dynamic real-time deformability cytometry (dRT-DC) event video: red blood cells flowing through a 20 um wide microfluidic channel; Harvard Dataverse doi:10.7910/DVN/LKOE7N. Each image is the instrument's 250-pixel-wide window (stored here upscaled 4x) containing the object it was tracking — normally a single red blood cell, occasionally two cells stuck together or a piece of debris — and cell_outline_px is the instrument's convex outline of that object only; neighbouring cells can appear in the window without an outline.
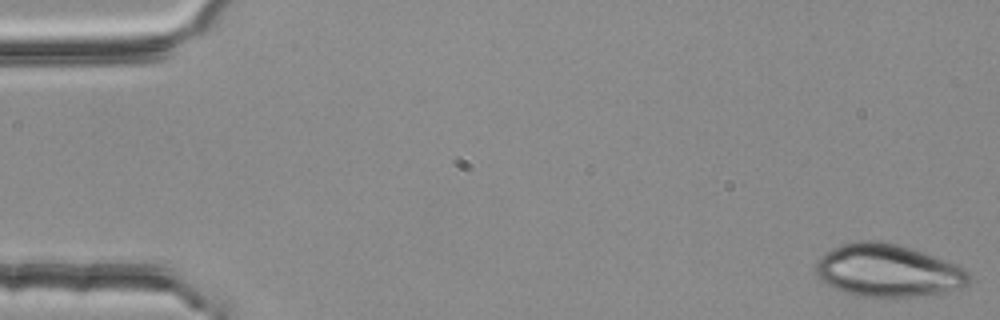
{"species": "common noctule bat (a hibernating species)", "species_latin": "Nyctalus noctula", "temperature_condition": "room temperature", "stored_images_in_passage": 4, "camera_frame_rate_fps": 3000, "um_per_image_px": 0.085, "animal": {"sex": "female", "body_mass_g": 25.1}, "frame": {"image": 1, "passage_image": 1, "time_ms": 0.0, "image_size_px": [1000, 320], "cell_outline_px": [[972, 280], [964, 288], [936, 296], [860, 296], [844, 292], [832, 288], [820, 280], [816, 272], [816, 260], [824, 252], [832, 248], [852, 240], [884, 240], [900, 244], [924, 252], [956, 264], [964, 268], [972, 276]], "centroid_in_image_um": [75.51, 22.99], "position_along_channel_um": 9.5, "area_um2": 48.03}}